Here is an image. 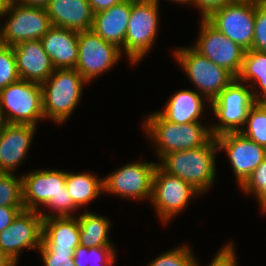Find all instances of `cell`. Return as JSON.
I'll use <instances>...</instances> for the list:
<instances>
[{"label":"cell","mask_w":266,"mask_h":266,"mask_svg":"<svg viewBox=\"0 0 266 266\" xmlns=\"http://www.w3.org/2000/svg\"><path fill=\"white\" fill-rule=\"evenodd\" d=\"M67 171L58 169L34 170L22 175L23 205L25 210L39 211L44 218L74 217L79 210L67 191ZM51 209L53 214L41 212L40 206ZM57 213V214H56Z\"/></svg>","instance_id":"6da1fadb"},{"label":"cell","mask_w":266,"mask_h":266,"mask_svg":"<svg viewBox=\"0 0 266 266\" xmlns=\"http://www.w3.org/2000/svg\"><path fill=\"white\" fill-rule=\"evenodd\" d=\"M218 144L212 137L205 145L190 150L166 154L158 165L168 174L179 177L200 194L210 189L216 177Z\"/></svg>","instance_id":"7a4b0ae2"},{"label":"cell","mask_w":266,"mask_h":266,"mask_svg":"<svg viewBox=\"0 0 266 266\" xmlns=\"http://www.w3.org/2000/svg\"><path fill=\"white\" fill-rule=\"evenodd\" d=\"M143 128L152 139L160 160L171 152L199 148L213 137L210 127L203 122L179 125L165 120L158 111L145 118Z\"/></svg>","instance_id":"3957f363"},{"label":"cell","mask_w":266,"mask_h":266,"mask_svg":"<svg viewBox=\"0 0 266 266\" xmlns=\"http://www.w3.org/2000/svg\"><path fill=\"white\" fill-rule=\"evenodd\" d=\"M87 81L75 68L55 69L41 84L44 118L64 123L77 107Z\"/></svg>","instance_id":"277c9868"},{"label":"cell","mask_w":266,"mask_h":266,"mask_svg":"<svg viewBox=\"0 0 266 266\" xmlns=\"http://www.w3.org/2000/svg\"><path fill=\"white\" fill-rule=\"evenodd\" d=\"M159 0H134L121 52L135 65L150 52L158 32Z\"/></svg>","instance_id":"5b68a950"},{"label":"cell","mask_w":266,"mask_h":266,"mask_svg":"<svg viewBox=\"0 0 266 266\" xmlns=\"http://www.w3.org/2000/svg\"><path fill=\"white\" fill-rule=\"evenodd\" d=\"M0 114L5 123L37 126L45 119L41 84L19 79L2 89Z\"/></svg>","instance_id":"8992f818"},{"label":"cell","mask_w":266,"mask_h":266,"mask_svg":"<svg viewBox=\"0 0 266 266\" xmlns=\"http://www.w3.org/2000/svg\"><path fill=\"white\" fill-rule=\"evenodd\" d=\"M252 89L235 78L220 94L210 102L218 123L210 125L213 137L240 132L244 127L249 109L257 102Z\"/></svg>","instance_id":"52a82bcc"},{"label":"cell","mask_w":266,"mask_h":266,"mask_svg":"<svg viewBox=\"0 0 266 266\" xmlns=\"http://www.w3.org/2000/svg\"><path fill=\"white\" fill-rule=\"evenodd\" d=\"M174 57L189 80L209 102L215 99L236 77L202 56L192 46L175 49ZM201 91V92H200Z\"/></svg>","instance_id":"ba28073f"},{"label":"cell","mask_w":266,"mask_h":266,"mask_svg":"<svg viewBox=\"0 0 266 266\" xmlns=\"http://www.w3.org/2000/svg\"><path fill=\"white\" fill-rule=\"evenodd\" d=\"M8 19L0 28V43L14 46L23 41L40 40L52 27L45 8L11 2Z\"/></svg>","instance_id":"9c48e42d"},{"label":"cell","mask_w":266,"mask_h":266,"mask_svg":"<svg viewBox=\"0 0 266 266\" xmlns=\"http://www.w3.org/2000/svg\"><path fill=\"white\" fill-rule=\"evenodd\" d=\"M197 195L200 193L186 181L168 174L159 165L156 167L150 201L164 224L182 212Z\"/></svg>","instance_id":"30bf717a"},{"label":"cell","mask_w":266,"mask_h":266,"mask_svg":"<svg viewBox=\"0 0 266 266\" xmlns=\"http://www.w3.org/2000/svg\"><path fill=\"white\" fill-rule=\"evenodd\" d=\"M255 15L256 1H232L206 20L247 51L252 47Z\"/></svg>","instance_id":"8fae6325"},{"label":"cell","mask_w":266,"mask_h":266,"mask_svg":"<svg viewBox=\"0 0 266 266\" xmlns=\"http://www.w3.org/2000/svg\"><path fill=\"white\" fill-rule=\"evenodd\" d=\"M78 50L75 69L88 83L110 70L123 56L119 47L93 30L78 32Z\"/></svg>","instance_id":"7c38bea8"},{"label":"cell","mask_w":266,"mask_h":266,"mask_svg":"<svg viewBox=\"0 0 266 266\" xmlns=\"http://www.w3.org/2000/svg\"><path fill=\"white\" fill-rule=\"evenodd\" d=\"M158 163L132 162L118 168L103 179V192L121 198L144 200L152 197L153 177Z\"/></svg>","instance_id":"4fadbf2b"},{"label":"cell","mask_w":266,"mask_h":266,"mask_svg":"<svg viewBox=\"0 0 266 266\" xmlns=\"http://www.w3.org/2000/svg\"><path fill=\"white\" fill-rule=\"evenodd\" d=\"M200 24L199 38L193 48L237 77L246 50L219 32L206 19H202Z\"/></svg>","instance_id":"5bb4252c"},{"label":"cell","mask_w":266,"mask_h":266,"mask_svg":"<svg viewBox=\"0 0 266 266\" xmlns=\"http://www.w3.org/2000/svg\"><path fill=\"white\" fill-rule=\"evenodd\" d=\"M43 217L39 211L23 210L0 233V250L18 263L23 249H39L42 244Z\"/></svg>","instance_id":"9a60e30c"},{"label":"cell","mask_w":266,"mask_h":266,"mask_svg":"<svg viewBox=\"0 0 266 266\" xmlns=\"http://www.w3.org/2000/svg\"><path fill=\"white\" fill-rule=\"evenodd\" d=\"M218 149L227 153L239 187L266 159V148L241 132H227L215 137Z\"/></svg>","instance_id":"2e32d148"},{"label":"cell","mask_w":266,"mask_h":266,"mask_svg":"<svg viewBox=\"0 0 266 266\" xmlns=\"http://www.w3.org/2000/svg\"><path fill=\"white\" fill-rule=\"evenodd\" d=\"M36 128L29 124H4L0 133V173L13 174L22 163L30 149Z\"/></svg>","instance_id":"e0dca14e"},{"label":"cell","mask_w":266,"mask_h":266,"mask_svg":"<svg viewBox=\"0 0 266 266\" xmlns=\"http://www.w3.org/2000/svg\"><path fill=\"white\" fill-rule=\"evenodd\" d=\"M12 47L20 79L42 84L53 74L55 68L40 40L23 41Z\"/></svg>","instance_id":"ac0fdd59"},{"label":"cell","mask_w":266,"mask_h":266,"mask_svg":"<svg viewBox=\"0 0 266 266\" xmlns=\"http://www.w3.org/2000/svg\"><path fill=\"white\" fill-rule=\"evenodd\" d=\"M45 9L52 26L77 32L92 30L95 13L88 0H50Z\"/></svg>","instance_id":"d6986e66"},{"label":"cell","mask_w":266,"mask_h":266,"mask_svg":"<svg viewBox=\"0 0 266 266\" xmlns=\"http://www.w3.org/2000/svg\"><path fill=\"white\" fill-rule=\"evenodd\" d=\"M55 69L75 68L78 59V32L52 26L40 39Z\"/></svg>","instance_id":"ffe728a7"},{"label":"cell","mask_w":266,"mask_h":266,"mask_svg":"<svg viewBox=\"0 0 266 266\" xmlns=\"http://www.w3.org/2000/svg\"><path fill=\"white\" fill-rule=\"evenodd\" d=\"M42 244L50 252H74L80 245V229L76 216L44 218Z\"/></svg>","instance_id":"44dd1931"},{"label":"cell","mask_w":266,"mask_h":266,"mask_svg":"<svg viewBox=\"0 0 266 266\" xmlns=\"http://www.w3.org/2000/svg\"><path fill=\"white\" fill-rule=\"evenodd\" d=\"M134 0H125L94 14L92 30L105 41L123 48Z\"/></svg>","instance_id":"7402d4cb"},{"label":"cell","mask_w":266,"mask_h":266,"mask_svg":"<svg viewBox=\"0 0 266 266\" xmlns=\"http://www.w3.org/2000/svg\"><path fill=\"white\" fill-rule=\"evenodd\" d=\"M210 103L198 91L189 89L179 90L167 101L163 111L158 113L167 121L179 125L201 122L200 117L205 111L204 103Z\"/></svg>","instance_id":"603a6c76"},{"label":"cell","mask_w":266,"mask_h":266,"mask_svg":"<svg viewBox=\"0 0 266 266\" xmlns=\"http://www.w3.org/2000/svg\"><path fill=\"white\" fill-rule=\"evenodd\" d=\"M236 78L243 83H251L247 85L251 86L254 99L256 101H264L266 99V52L253 49L247 50L241 70ZM255 88H259L260 92Z\"/></svg>","instance_id":"cb8c5ba5"},{"label":"cell","mask_w":266,"mask_h":266,"mask_svg":"<svg viewBox=\"0 0 266 266\" xmlns=\"http://www.w3.org/2000/svg\"><path fill=\"white\" fill-rule=\"evenodd\" d=\"M80 229V246L93 247H114L110 242L108 232L110 220L92 212H84L77 216Z\"/></svg>","instance_id":"d4e9b609"},{"label":"cell","mask_w":266,"mask_h":266,"mask_svg":"<svg viewBox=\"0 0 266 266\" xmlns=\"http://www.w3.org/2000/svg\"><path fill=\"white\" fill-rule=\"evenodd\" d=\"M65 185L77 208L86 206L103 193V179L89 172H67Z\"/></svg>","instance_id":"484cf974"},{"label":"cell","mask_w":266,"mask_h":266,"mask_svg":"<svg viewBox=\"0 0 266 266\" xmlns=\"http://www.w3.org/2000/svg\"><path fill=\"white\" fill-rule=\"evenodd\" d=\"M240 132L266 148V104L263 101H257L249 109L246 122Z\"/></svg>","instance_id":"4316f807"},{"label":"cell","mask_w":266,"mask_h":266,"mask_svg":"<svg viewBox=\"0 0 266 266\" xmlns=\"http://www.w3.org/2000/svg\"><path fill=\"white\" fill-rule=\"evenodd\" d=\"M114 249V247L87 248L79 245L74 251V264L76 266H112L116 259Z\"/></svg>","instance_id":"83f0119b"},{"label":"cell","mask_w":266,"mask_h":266,"mask_svg":"<svg viewBox=\"0 0 266 266\" xmlns=\"http://www.w3.org/2000/svg\"><path fill=\"white\" fill-rule=\"evenodd\" d=\"M0 173V206L24 207L22 175Z\"/></svg>","instance_id":"f1b7e54d"},{"label":"cell","mask_w":266,"mask_h":266,"mask_svg":"<svg viewBox=\"0 0 266 266\" xmlns=\"http://www.w3.org/2000/svg\"><path fill=\"white\" fill-rule=\"evenodd\" d=\"M168 251L157 256L147 266H194V253L187 244Z\"/></svg>","instance_id":"f546056e"},{"label":"cell","mask_w":266,"mask_h":266,"mask_svg":"<svg viewBox=\"0 0 266 266\" xmlns=\"http://www.w3.org/2000/svg\"><path fill=\"white\" fill-rule=\"evenodd\" d=\"M19 79L13 47L0 43V91Z\"/></svg>","instance_id":"4dcf8cb0"},{"label":"cell","mask_w":266,"mask_h":266,"mask_svg":"<svg viewBox=\"0 0 266 266\" xmlns=\"http://www.w3.org/2000/svg\"><path fill=\"white\" fill-rule=\"evenodd\" d=\"M251 49L266 52V0L256 1L254 36Z\"/></svg>","instance_id":"1f68e13d"},{"label":"cell","mask_w":266,"mask_h":266,"mask_svg":"<svg viewBox=\"0 0 266 266\" xmlns=\"http://www.w3.org/2000/svg\"><path fill=\"white\" fill-rule=\"evenodd\" d=\"M266 187V159L252 172L247 180L240 186L246 194L256 197Z\"/></svg>","instance_id":"d6a6232c"},{"label":"cell","mask_w":266,"mask_h":266,"mask_svg":"<svg viewBox=\"0 0 266 266\" xmlns=\"http://www.w3.org/2000/svg\"><path fill=\"white\" fill-rule=\"evenodd\" d=\"M42 256L44 266H76L74 252H50L43 244L38 249Z\"/></svg>","instance_id":"836d02e7"},{"label":"cell","mask_w":266,"mask_h":266,"mask_svg":"<svg viewBox=\"0 0 266 266\" xmlns=\"http://www.w3.org/2000/svg\"><path fill=\"white\" fill-rule=\"evenodd\" d=\"M234 245L230 242L225 244L213 258L212 262L208 266H237L236 251ZM194 266H199L195 259Z\"/></svg>","instance_id":"e575fe53"},{"label":"cell","mask_w":266,"mask_h":266,"mask_svg":"<svg viewBox=\"0 0 266 266\" xmlns=\"http://www.w3.org/2000/svg\"><path fill=\"white\" fill-rule=\"evenodd\" d=\"M232 0H192V4L201 12V19H206L214 11L231 3Z\"/></svg>","instance_id":"d590c367"},{"label":"cell","mask_w":266,"mask_h":266,"mask_svg":"<svg viewBox=\"0 0 266 266\" xmlns=\"http://www.w3.org/2000/svg\"><path fill=\"white\" fill-rule=\"evenodd\" d=\"M23 210H25L24 207L0 206V233L5 230Z\"/></svg>","instance_id":"8d00e7d4"},{"label":"cell","mask_w":266,"mask_h":266,"mask_svg":"<svg viewBox=\"0 0 266 266\" xmlns=\"http://www.w3.org/2000/svg\"><path fill=\"white\" fill-rule=\"evenodd\" d=\"M123 1H125V0H88L94 13L108 9V8H110L114 5H117Z\"/></svg>","instance_id":"74e56055"},{"label":"cell","mask_w":266,"mask_h":266,"mask_svg":"<svg viewBox=\"0 0 266 266\" xmlns=\"http://www.w3.org/2000/svg\"><path fill=\"white\" fill-rule=\"evenodd\" d=\"M13 1L26 6L46 8L50 0H13Z\"/></svg>","instance_id":"f35d334b"},{"label":"cell","mask_w":266,"mask_h":266,"mask_svg":"<svg viewBox=\"0 0 266 266\" xmlns=\"http://www.w3.org/2000/svg\"><path fill=\"white\" fill-rule=\"evenodd\" d=\"M263 213H266V187L256 196Z\"/></svg>","instance_id":"ab89813d"},{"label":"cell","mask_w":266,"mask_h":266,"mask_svg":"<svg viewBox=\"0 0 266 266\" xmlns=\"http://www.w3.org/2000/svg\"><path fill=\"white\" fill-rule=\"evenodd\" d=\"M17 264L11 260L3 251L0 250V266H16Z\"/></svg>","instance_id":"60d3db41"},{"label":"cell","mask_w":266,"mask_h":266,"mask_svg":"<svg viewBox=\"0 0 266 266\" xmlns=\"http://www.w3.org/2000/svg\"><path fill=\"white\" fill-rule=\"evenodd\" d=\"M12 1L13 0H0V17L6 16Z\"/></svg>","instance_id":"b9f144b4"},{"label":"cell","mask_w":266,"mask_h":266,"mask_svg":"<svg viewBox=\"0 0 266 266\" xmlns=\"http://www.w3.org/2000/svg\"><path fill=\"white\" fill-rule=\"evenodd\" d=\"M170 1H173V2H178V3H181V4H192V0H170Z\"/></svg>","instance_id":"7bdbcfd3"},{"label":"cell","mask_w":266,"mask_h":266,"mask_svg":"<svg viewBox=\"0 0 266 266\" xmlns=\"http://www.w3.org/2000/svg\"><path fill=\"white\" fill-rule=\"evenodd\" d=\"M4 124H5V121L2 118V115L0 114V133H1L2 129H3Z\"/></svg>","instance_id":"ee69618b"},{"label":"cell","mask_w":266,"mask_h":266,"mask_svg":"<svg viewBox=\"0 0 266 266\" xmlns=\"http://www.w3.org/2000/svg\"><path fill=\"white\" fill-rule=\"evenodd\" d=\"M232 1H260V0H232Z\"/></svg>","instance_id":"f6af8a7d"}]
</instances>
